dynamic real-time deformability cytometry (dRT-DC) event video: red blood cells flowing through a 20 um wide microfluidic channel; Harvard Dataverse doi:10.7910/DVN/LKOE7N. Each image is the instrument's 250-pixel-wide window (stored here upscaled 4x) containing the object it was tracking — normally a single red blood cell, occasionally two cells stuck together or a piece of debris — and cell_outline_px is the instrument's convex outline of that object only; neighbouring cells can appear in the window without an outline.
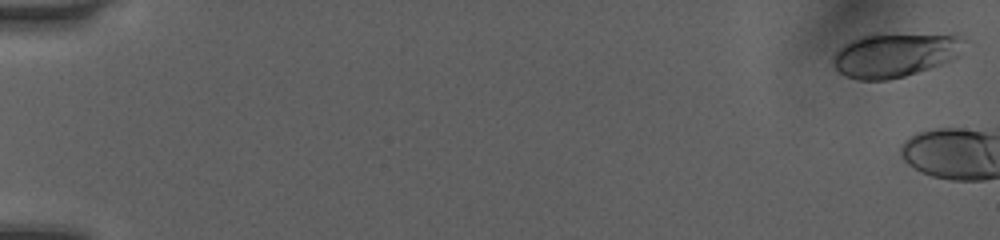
{"species": "human", "species_latin": "Homo sapiens", "temperature_condition": "room temperature", "stored_images_in_passage": 4, "camera_frame_rate_fps": 3000, "um_per_image_px": 0.085, "donor": {"sex": "female"}, "frame": {"image": 1, "passage_image": 1, "time_ms": 0.0, "image_size_px": [1000, 240], "cell_outline_px": [[956, 56], [952, 60], [904, 76], [888, 80], [860, 80], [844, 76], [832, 64], [832, 56], [844, 44], [852, 40], [872, 32], [952, 36], [956, 40]], "centroid_in_image_um": [75.85, 4.68], "position_along_channel_um": 9.2, "area_um2": 32.83}}